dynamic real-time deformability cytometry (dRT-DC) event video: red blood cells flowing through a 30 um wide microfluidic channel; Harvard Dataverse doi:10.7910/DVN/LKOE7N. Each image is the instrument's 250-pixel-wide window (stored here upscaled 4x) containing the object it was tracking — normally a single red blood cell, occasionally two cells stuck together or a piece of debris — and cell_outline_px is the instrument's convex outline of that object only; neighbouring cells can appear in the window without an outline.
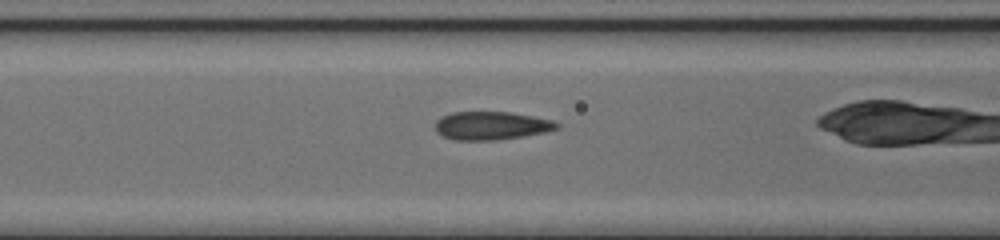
{"species": "common noctule bat (a hibernating species)", "species_latin": "Nyctalus noctula", "temperature_condition": "cold", "stored_images_in_passage": 35, "camera_frame_rate_fps": 3000, "um_per_image_px": 0.085, "animal": {"sex": "female", "body_mass_g": 17.0, "forearm_length_mm": 48.0}, "frame": {"image": 1, "passage_image": 16, "time_ms": 5.0, "image_size_px": [1000, 240], "cell_outline_px": [[560, 128], [544, 132], [524, 136], [496, 140], [456, 140], [444, 136], [436, 132], [436, 120], [440, 116], [452, 112], [512, 112], [552, 120], [560, 124]], "centroid_in_image_um": [41.76, 10.67], "position_along_channel_um": 124.8, "area_um2": 20.06}}
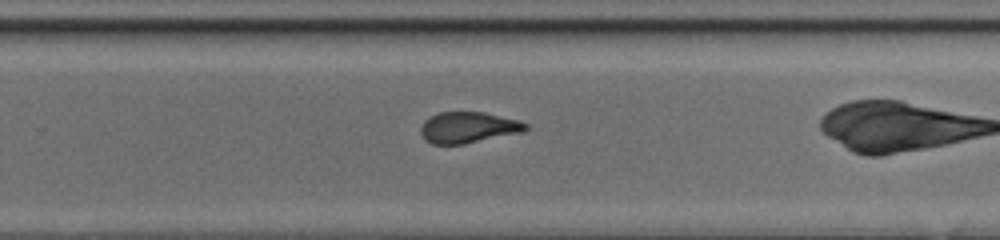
{"frame": {"image": 2, "passage_image": 28, "time_ms": 9.0, "image_size_px": [1000, 240], "cell_outline_px": [[528, 128], [524, 132], [464, 144], [432, 144], [424, 140], [420, 132], [420, 128], [424, 120], [440, 112], [484, 112], [520, 120], [528, 124]], "centroid_in_image_um": [39.82, 10.84], "position_along_channel_um": 290.0, "area_um2": 19.19}}
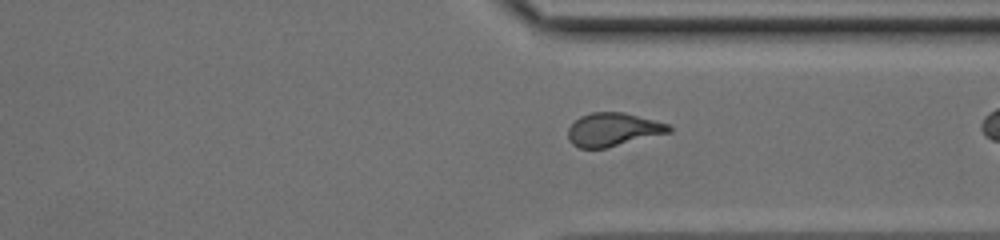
{"frame": {"image": 3, "passage_image": 33, "time_ms": 10.667, "image_size_px": [1000, 240], "cell_outline_px": [[672, 132], [604, 148], [580, 148], [572, 144], [568, 140], [568, 128], [580, 116], [592, 112], [624, 112], [656, 120], [668, 124], [672, 128]], "centroid_in_image_um": [52.12, 11.0], "position_along_channel_um": 359.3, "area_um2": 19.59}}